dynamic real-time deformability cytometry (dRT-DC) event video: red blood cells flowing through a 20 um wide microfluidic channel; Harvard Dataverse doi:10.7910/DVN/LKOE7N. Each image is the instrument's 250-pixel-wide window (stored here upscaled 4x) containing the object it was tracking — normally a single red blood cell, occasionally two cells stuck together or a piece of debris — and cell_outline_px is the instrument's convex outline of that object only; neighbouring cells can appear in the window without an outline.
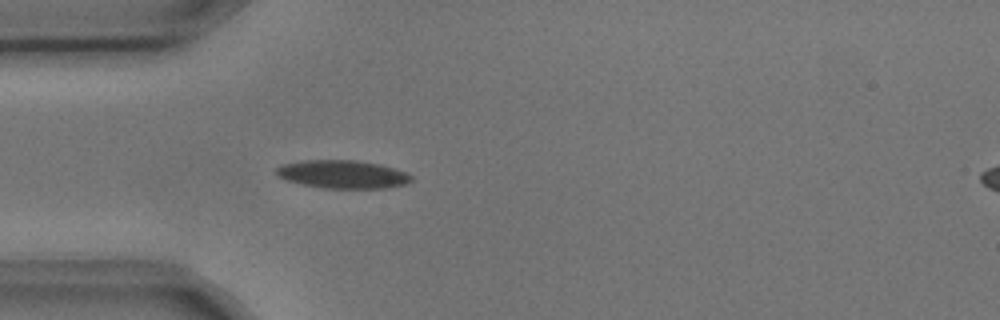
{"species": "common noctule bat (a hibernating species)", "species_latin": "Nyctalus noctula", "temperature_condition": "cold", "stored_images_in_passage": 5, "camera_frame_rate_fps": 3000, "um_per_image_px": 0.085, "animal": {"sex": "male", "body_mass_g": 17.9, "forearm_length_mm": 54.2}, "frame": {"image": 1, "passage_image": 5, "time_ms": 1.333, "image_size_px": [1000, 320], "cell_outline_px": [[412, 180], [408, 184], [384, 188], [324, 188], [300, 184], [284, 180], [276, 176], [276, 168], [280, 164], [300, 160], [356, 160], [380, 164], [404, 172], [412, 176]], "centroid_in_image_um": [29.06, 14.81], "position_along_channel_um": 55.9, "area_um2": 22.37}}